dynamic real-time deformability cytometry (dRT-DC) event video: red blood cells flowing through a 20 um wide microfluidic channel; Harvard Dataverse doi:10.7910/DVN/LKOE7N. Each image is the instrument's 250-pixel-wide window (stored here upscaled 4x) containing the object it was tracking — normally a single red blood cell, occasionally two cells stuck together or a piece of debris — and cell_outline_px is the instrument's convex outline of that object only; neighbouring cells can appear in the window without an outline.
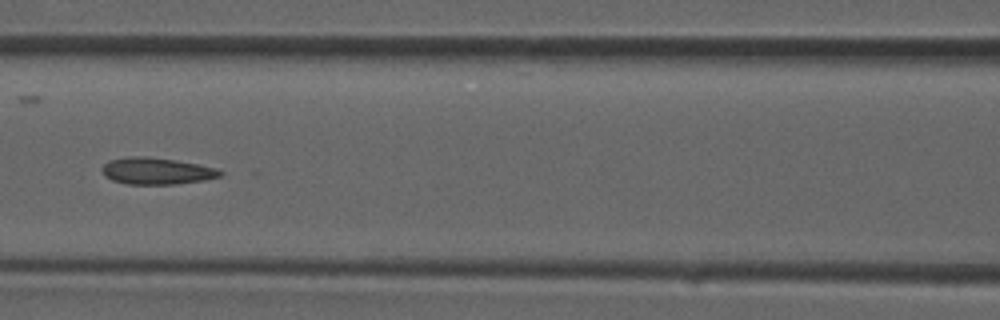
{"species": "common noctule bat (a hibernating species)", "species_latin": "Nyctalus noctula", "temperature_condition": "room temperature", "stored_images_in_passage": 37, "camera_frame_rate_fps": 3000, "um_per_image_px": 0.085, "animal": {"sex": "male", "forearm_length_mm": 52.5}, "frame": {"image": 1, "passage_image": 16, "time_ms": 5.0, "image_size_px": [1000, 320], "cell_outline_px": [[224, 172], [220, 176], [204, 180], [176, 184], [128, 184], [112, 180], [104, 176], [104, 164], [108, 160], [128, 156], [148, 156], [176, 160], [216, 168]], "centroid_in_image_um": [13.31, 14.53], "position_along_channel_um": 153.3, "area_um2": 18.32}}